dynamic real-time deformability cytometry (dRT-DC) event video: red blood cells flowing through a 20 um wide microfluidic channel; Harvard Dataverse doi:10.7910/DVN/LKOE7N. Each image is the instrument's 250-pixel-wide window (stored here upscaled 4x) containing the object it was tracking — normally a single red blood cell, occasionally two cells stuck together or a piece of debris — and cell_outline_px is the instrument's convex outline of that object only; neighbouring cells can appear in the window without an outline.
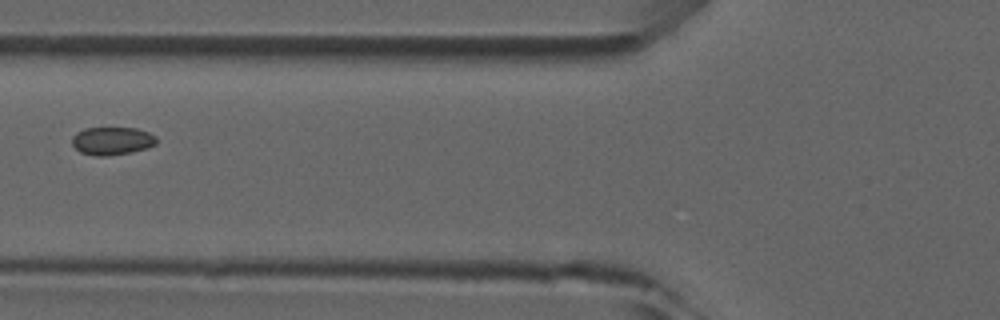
{"species": "common noctule bat (a hibernating species)", "species_latin": "Nyctalus noctula", "temperature_condition": "room temperature", "stored_images_in_passage": 2, "camera_frame_rate_fps": 3000, "um_per_image_px": 0.085, "animal": {"sex": "male", "forearm_length_mm": 52.5}, "frame": {"image": 1, "passage_image": 2, "time_ms": 1.0, "image_size_px": [1000, 320], "cell_outline_px": [[156, 144], [148, 148], [108, 156], [96, 156], [80, 152], [72, 144], [72, 136], [76, 132], [84, 128], [136, 128], [148, 132], [156, 136]], "centroid_in_image_um": [9.51, 11.97], "position_along_channel_um": 116.3, "area_um2": 13.76}}